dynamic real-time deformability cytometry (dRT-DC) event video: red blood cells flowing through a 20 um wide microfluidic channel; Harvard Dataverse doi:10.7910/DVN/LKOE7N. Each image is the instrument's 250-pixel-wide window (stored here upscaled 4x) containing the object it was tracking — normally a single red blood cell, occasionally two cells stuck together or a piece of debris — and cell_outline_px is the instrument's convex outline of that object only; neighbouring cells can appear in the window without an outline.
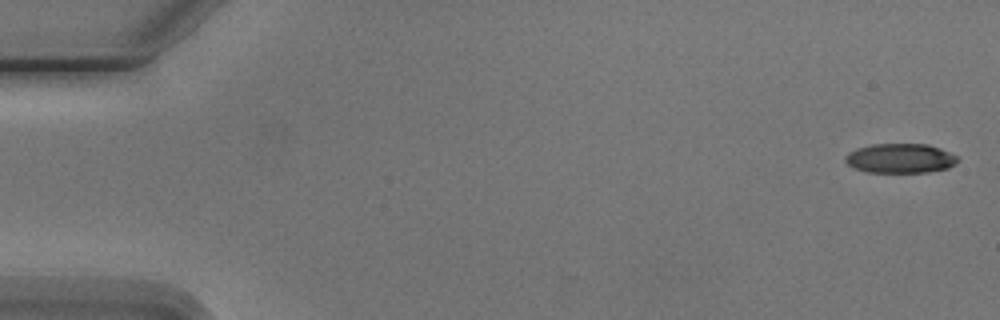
{"species": "Egyptian fruit bat (a non-hibernating species)", "species_latin": "Rousettus aegyptiacus", "temperature_condition": "cold", "stored_images_in_passage": 7, "camera_frame_rate_fps": 3000, "um_per_image_px": 0.085, "animal": {"sex": "male"}, "frame": {"image": 1, "passage_image": 1, "time_ms": 0.0, "image_size_px": [1000, 320], "cell_outline_px": [[956, 164], [948, 168], [928, 172], [868, 172], [856, 168], [848, 164], [844, 160], [844, 156], [848, 152], [856, 148], [872, 144], [928, 144], [940, 148], [956, 156]], "centroid_in_image_um": [76.49, 13.45], "position_along_channel_um": 8.5, "area_um2": 19.25}}
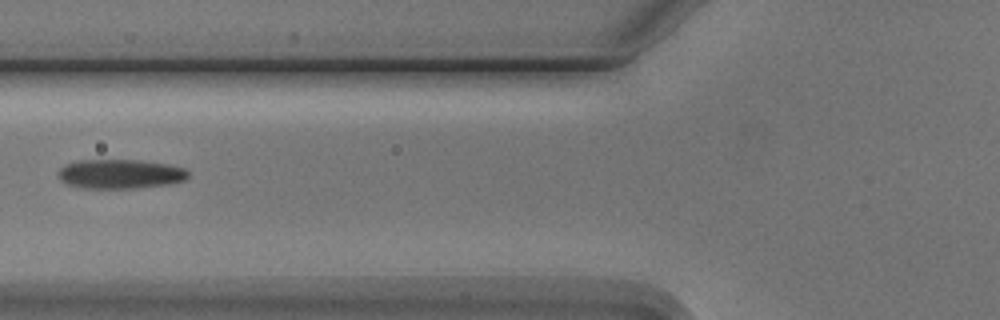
{"frame": {"image": 2, "passage_image": 6, "time_ms": 6.667, "image_size_px": [1000, 320], "cell_outline_px": [[188, 176], [184, 180], [168, 184], [136, 188], [84, 188], [64, 184], [60, 180], [60, 168], [64, 164], [76, 160], [140, 160], [168, 164], [184, 168], [188, 172]], "centroid_in_image_um": [10.19, 14.78], "position_along_channel_um": 115.6, "area_um2": 22.25}}
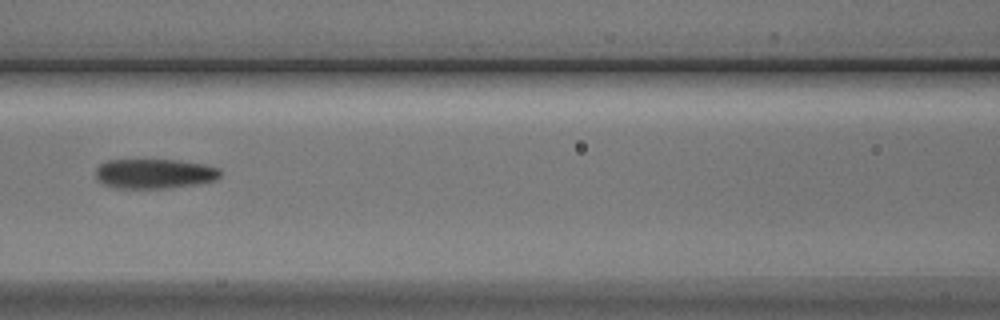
{"frame": {"image": 3, "passage_image": 7, "time_ms": 7.667, "image_size_px": [1000, 320], "cell_outline_px": [[220, 176], [216, 180], [196, 184], [168, 188], [112, 188], [104, 184], [96, 176], [96, 168], [100, 164], [108, 160], [176, 160], [200, 164], [220, 168]], "centroid_in_image_um": [13.11, 14.77], "position_along_channel_um": 153.5, "area_um2": 21.44}}